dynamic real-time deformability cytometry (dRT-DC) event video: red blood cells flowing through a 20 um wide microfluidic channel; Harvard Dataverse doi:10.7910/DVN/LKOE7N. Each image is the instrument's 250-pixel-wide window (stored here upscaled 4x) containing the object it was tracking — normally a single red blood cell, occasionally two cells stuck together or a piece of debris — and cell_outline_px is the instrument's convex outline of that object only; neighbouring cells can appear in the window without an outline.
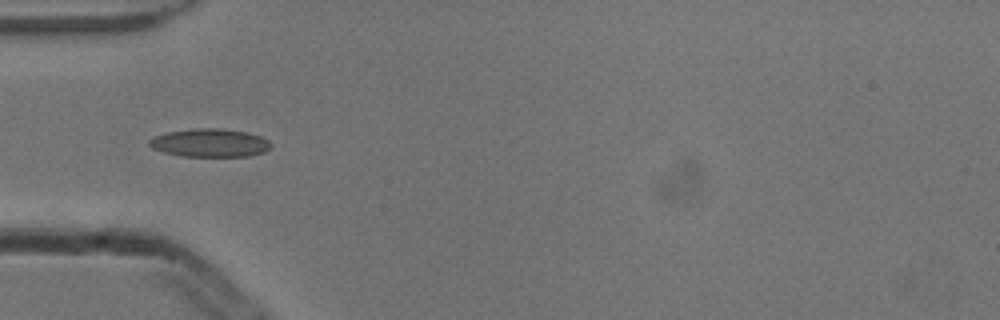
{"species": "common noctule bat (a hibernating species)", "species_latin": "Nyctalus noctula", "temperature_condition": "cold", "stored_images_in_passage": 5, "camera_frame_rate_fps": 3000, "um_per_image_px": 0.085, "animal": {"sex": "male", "body_mass_g": 13.3}, "frame": {"image": 1, "passage_image": 1, "time_ms": 0.0, "image_size_px": [1000, 320], "cell_outline_px": [[272, 148], [264, 152], [248, 156], [180, 156], [164, 152], [152, 148], [148, 144], [148, 140], [156, 136], [168, 132], [196, 128], [220, 128], [244, 132], [260, 136], [268, 140], [272, 144]], "centroid_in_image_um": [17.85, 12.15], "position_along_channel_um": 67.1, "area_um2": 19.94}}
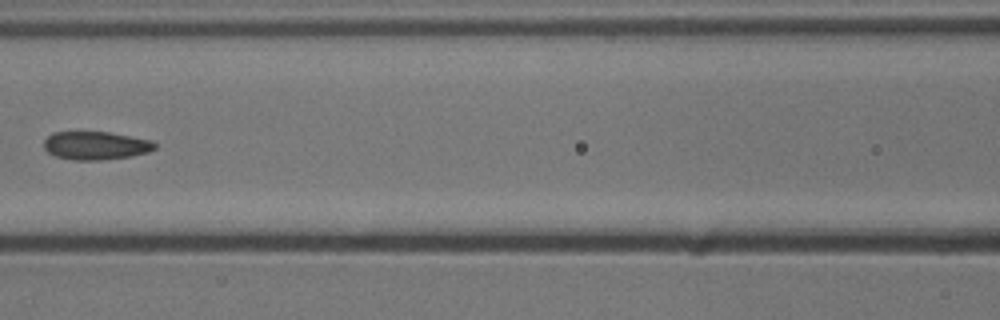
{"frame": {"image": 2, "passage_image": 3, "time_ms": 0.667, "image_size_px": [1000, 320], "cell_outline_px": [[156, 148], [148, 152], [132, 156], [100, 160], [72, 160], [56, 156], [48, 152], [44, 148], [44, 140], [52, 132], [108, 132], [152, 140], [156, 144]], "centroid_in_image_um": [8.14, 12.37], "position_along_channel_um": 158.5, "area_um2": 18.26}}
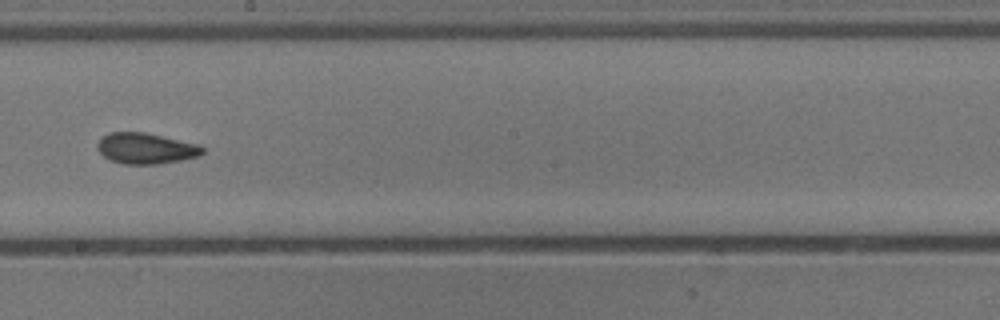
{"frame": {"image": 3, "passage_image": 5, "time_ms": 1.333, "image_size_px": [1000, 320], "cell_outline_px": [[204, 152], [200, 156], [180, 160], [156, 164], [124, 164], [112, 160], [104, 156], [96, 148], [96, 144], [108, 132], [144, 132], [200, 144], [204, 148]], "centroid_in_image_um": [12.42, 12.61], "position_along_channel_um": 235.8, "area_um2": 18.9}}